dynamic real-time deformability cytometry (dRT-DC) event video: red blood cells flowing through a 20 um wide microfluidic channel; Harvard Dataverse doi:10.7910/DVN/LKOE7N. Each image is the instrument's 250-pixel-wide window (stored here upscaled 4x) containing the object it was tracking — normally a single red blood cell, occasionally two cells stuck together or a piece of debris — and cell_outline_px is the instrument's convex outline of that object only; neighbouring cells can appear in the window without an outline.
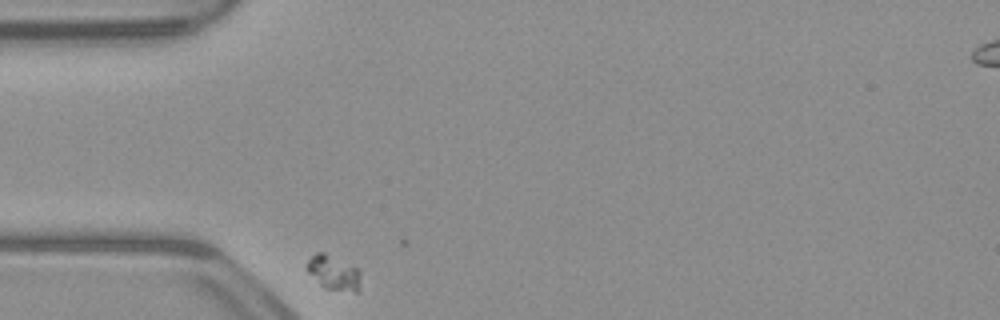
{"species": "common noctule bat (a hibernating species)", "species_latin": "Nyctalus noctula", "temperature_condition": "warm", "stored_images_in_passage": 33, "camera_frame_rate_fps": 3000, "um_per_image_px": 0.085, "animal": {"sex": "male", "body_mass_g": 23.1, "forearm_length_mm": 52.7}, "frame": {"image": 1, "passage_image": 1, "time_ms": 0.0, "image_size_px": [1000, 320], "cell_outline_px": [[360, 292], [356, 292], [324, 288], [304, 268], [308, 260], [316, 252], [324, 252], [356, 268], [360, 272]], "centroid_in_image_um": [28.34, 23.19], "position_along_channel_um": 56.7, "area_um2": 10.75}}